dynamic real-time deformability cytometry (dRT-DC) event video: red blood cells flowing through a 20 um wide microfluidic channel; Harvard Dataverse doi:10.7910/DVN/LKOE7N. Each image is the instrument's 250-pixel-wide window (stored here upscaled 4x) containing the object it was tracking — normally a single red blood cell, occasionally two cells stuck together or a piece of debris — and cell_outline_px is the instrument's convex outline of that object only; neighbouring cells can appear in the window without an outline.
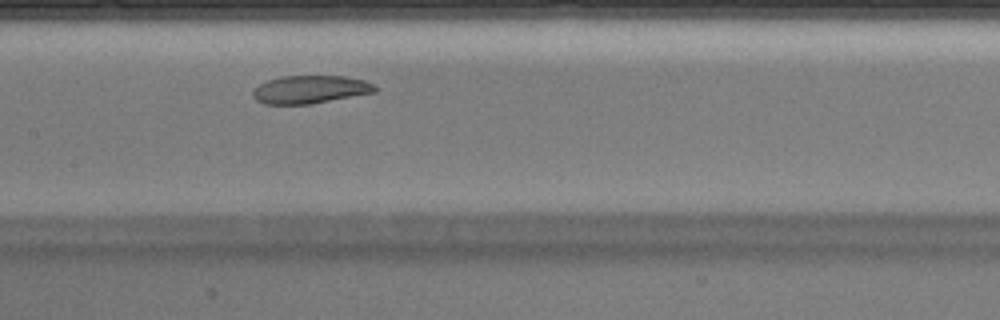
{"species": "Egyptian fruit bat (a non-hibernating species)", "species_latin": "Rousettus aegyptiacus", "temperature_condition": "warm", "stored_images_in_passage": 29, "camera_frame_rate_fps": 3000, "um_per_image_px": 0.085, "animal": {"sex": "male"}, "frame": {"image": 1, "passage_image": 13, "time_ms": 4.0, "image_size_px": [1000, 320], "cell_outline_px": [[376, 92], [312, 104], [264, 104], [256, 100], [252, 96], [252, 92], [260, 84], [268, 80], [280, 76], [344, 76], [364, 80], [372, 84], [376, 88]], "centroid_in_image_um": [26.35, 7.61], "position_along_channel_um": 181.0, "area_um2": 19.88}}
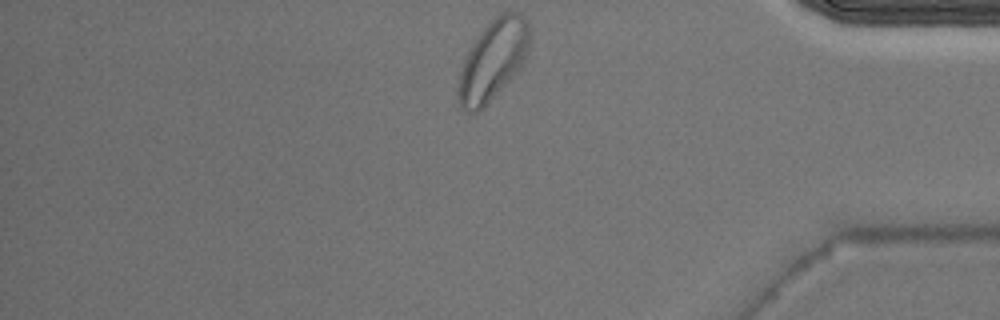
{"frame": {"image": 2, "passage_image": 29, "time_ms": 9.333, "image_size_px": [1000, 320], "cell_outline_px": [[532, 36], [524, 60], [516, 72], [484, 108], [476, 112], [468, 112], [460, 108], [456, 96], [456, 88], [460, 72], [464, 60], [472, 44], [480, 32], [500, 12], [516, 12], [524, 16], [528, 20]], "centroid_in_image_um": [41.89, 5.12], "position_along_channel_um": 393.3, "area_um2": 33.41}}